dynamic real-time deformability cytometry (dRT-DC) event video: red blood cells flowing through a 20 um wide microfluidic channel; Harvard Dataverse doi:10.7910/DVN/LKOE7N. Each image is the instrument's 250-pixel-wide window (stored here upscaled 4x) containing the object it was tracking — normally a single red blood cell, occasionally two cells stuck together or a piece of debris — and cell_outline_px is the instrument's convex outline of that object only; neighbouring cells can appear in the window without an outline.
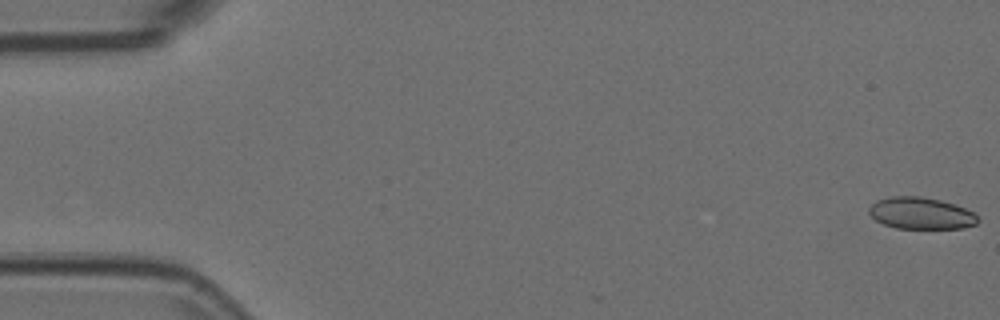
{"species": "Egyptian fruit bat (a non-hibernating species)", "species_latin": "Rousettus aegyptiacus", "temperature_condition": "room temperature", "stored_images_in_passage": 12, "camera_frame_rate_fps": 3000, "um_per_image_px": 0.085, "animal": {"sex": "female"}, "frame": {"image": 1, "passage_image": 1, "time_ms": 0.0, "image_size_px": [1000, 320], "cell_outline_px": [[980, 220], [976, 224], [964, 228], [896, 228], [884, 224], [876, 220], [868, 212], [868, 208], [876, 200], [888, 196], [920, 196], [940, 200], [956, 204], [972, 212]], "centroid_in_image_um": [78.27, 18.12], "position_along_channel_um": 6.7, "area_um2": 20.17}}